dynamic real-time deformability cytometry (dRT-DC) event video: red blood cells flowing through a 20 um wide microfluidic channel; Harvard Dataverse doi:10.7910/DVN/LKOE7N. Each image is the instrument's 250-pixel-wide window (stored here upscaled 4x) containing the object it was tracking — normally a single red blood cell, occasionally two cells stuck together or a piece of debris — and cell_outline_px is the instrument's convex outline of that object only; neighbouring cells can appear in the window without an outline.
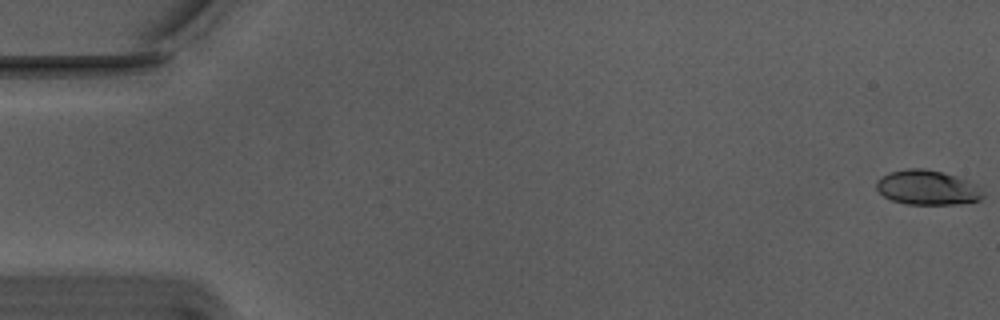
{"species": "Egyptian fruit bat (a non-hibernating species)", "species_latin": "Rousettus aegyptiacus", "temperature_condition": "warm", "stored_images_in_passage": 37, "camera_frame_rate_fps": 3000, "um_per_image_px": 0.085, "animal": {"sex": "male"}, "frame": {"image": 1, "passage_image": 1, "time_ms": 0.0, "image_size_px": [1000, 320], "cell_outline_px": [[984, 196], [980, 200], [960, 204], [908, 204], [892, 200], [884, 196], [876, 188], [876, 180], [880, 176], [888, 172], [908, 168], [924, 168], [944, 172], [956, 176], [980, 188], [984, 192]], "centroid_in_image_um": [78.79, 15.94], "position_along_channel_um": 6.2, "area_um2": 21.56}}
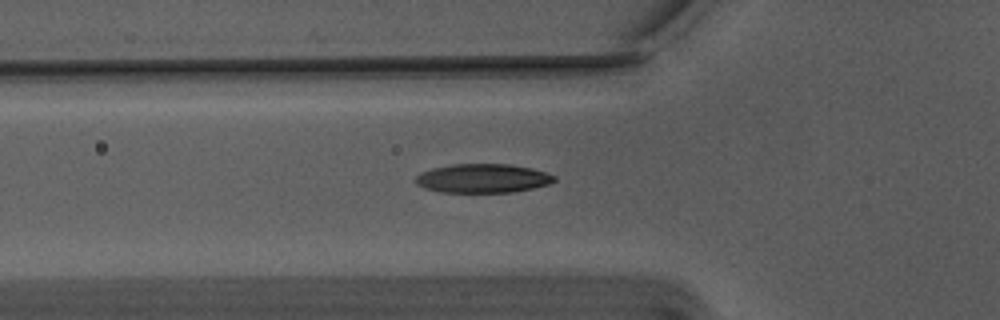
{"frame": {"image": 2, "passage_image": 20, "time_ms": 6.333, "image_size_px": [1000, 320], "cell_outline_px": [[556, 180], [548, 184], [532, 188], [512, 192], [436, 192], [424, 188], [416, 184], [412, 180], [420, 172], [432, 168], [452, 164], [508, 164], [532, 168], [556, 176]], "centroid_in_image_um": [40.97, 15.16], "position_along_channel_um": 84.8, "area_um2": 23.52}}
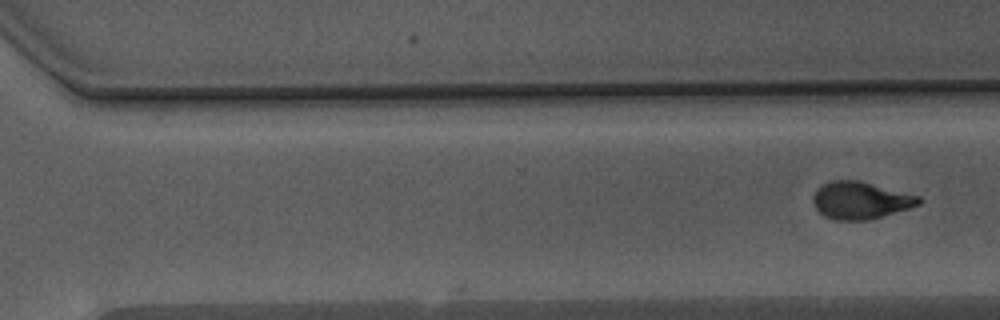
{"frame": {"image": 3, "passage_image": 37, "time_ms": 12.0, "image_size_px": [1000, 320], "cell_outline_px": [[924, 200], [920, 204], [912, 208], [868, 220], [836, 220], [824, 216], [812, 204], [812, 196], [816, 188], [832, 180], [856, 180], [920, 196]], "centroid_in_image_um": [73.14, 17.04], "position_along_channel_um": 297.5, "area_um2": 23.06}}